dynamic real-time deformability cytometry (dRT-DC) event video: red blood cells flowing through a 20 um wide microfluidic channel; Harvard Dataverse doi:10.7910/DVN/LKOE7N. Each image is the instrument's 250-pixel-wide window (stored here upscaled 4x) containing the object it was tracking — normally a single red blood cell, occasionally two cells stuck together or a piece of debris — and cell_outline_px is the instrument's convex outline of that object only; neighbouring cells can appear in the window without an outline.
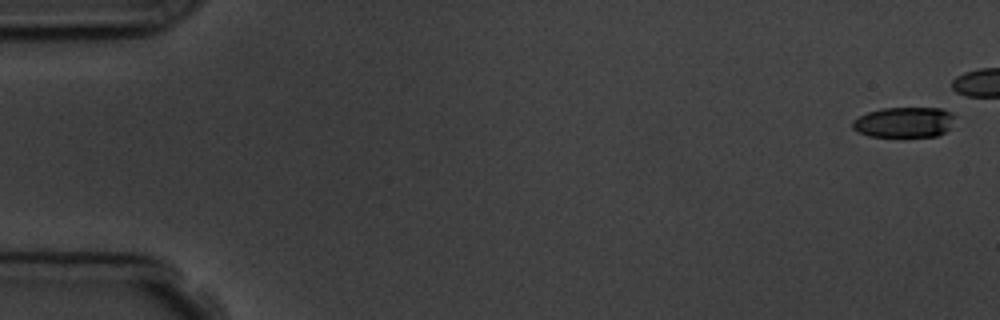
{"species": "common noctule bat (a hibernating species)", "species_latin": "Nyctalus noctula", "temperature_condition": "room temperature", "stored_images_in_passage": 7, "camera_frame_rate_fps": 3000, "um_per_image_px": 0.085, "animal": {"sex": "male", "body_mass_g": 19.5, "forearm_length_mm": 54.6}, "frame": {"image": 1, "passage_image": 1, "time_ms": 0.0, "image_size_px": [1000, 320], "cell_outline_px": [[956, 116], [948, 128], [944, 132], [936, 136], [868, 136], [856, 132], [852, 128], [852, 120], [868, 112], [880, 108], [940, 108], [952, 112]], "centroid_in_image_um": [76.82, 10.38], "position_along_channel_um": 8.2, "area_um2": 18.15}}